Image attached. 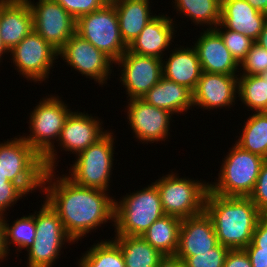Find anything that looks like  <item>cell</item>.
I'll list each match as a JSON object with an SVG mask.
<instances>
[{
  "mask_svg": "<svg viewBox=\"0 0 267 267\" xmlns=\"http://www.w3.org/2000/svg\"><path fill=\"white\" fill-rule=\"evenodd\" d=\"M58 56L67 63L66 65H70L71 69L80 72L82 76L84 75L90 80L96 81L95 83L102 87L111 78V73L114 72V61L76 32L58 52Z\"/></svg>",
  "mask_w": 267,
  "mask_h": 267,
  "instance_id": "7c38bea8",
  "label": "cell"
},
{
  "mask_svg": "<svg viewBox=\"0 0 267 267\" xmlns=\"http://www.w3.org/2000/svg\"><path fill=\"white\" fill-rule=\"evenodd\" d=\"M267 14L254 9L246 0H221L220 25L256 41Z\"/></svg>",
  "mask_w": 267,
  "mask_h": 267,
  "instance_id": "7402d4cb",
  "label": "cell"
},
{
  "mask_svg": "<svg viewBox=\"0 0 267 267\" xmlns=\"http://www.w3.org/2000/svg\"><path fill=\"white\" fill-rule=\"evenodd\" d=\"M249 198L261 214H267V159L261 166L254 190Z\"/></svg>",
  "mask_w": 267,
  "mask_h": 267,
  "instance_id": "8d00e7d4",
  "label": "cell"
},
{
  "mask_svg": "<svg viewBox=\"0 0 267 267\" xmlns=\"http://www.w3.org/2000/svg\"><path fill=\"white\" fill-rule=\"evenodd\" d=\"M97 242L78 259V267H126L123 253L113 238Z\"/></svg>",
  "mask_w": 267,
  "mask_h": 267,
  "instance_id": "f546056e",
  "label": "cell"
},
{
  "mask_svg": "<svg viewBox=\"0 0 267 267\" xmlns=\"http://www.w3.org/2000/svg\"><path fill=\"white\" fill-rule=\"evenodd\" d=\"M181 221V218L164 215L141 236L166 258L174 257L178 248Z\"/></svg>",
  "mask_w": 267,
  "mask_h": 267,
  "instance_id": "4316f807",
  "label": "cell"
},
{
  "mask_svg": "<svg viewBox=\"0 0 267 267\" xmlns=\"http://www.w3.org/2000/svg\"><path fill=\"white\" fill-rule=\"evenodd\" d=\"M238 100L247 111L267 112V80L260 75L238 74Z\"/></svg>",
  "mask_w": 267,
  "mask_h": 267,
  "instance_id": "4dcf8cb0",
  "label": "cell"
},
{
  "mask_svg": "<svg viewBox=\"0 0 267 267\" xmlns=\"http://www.w3.org/2000/svg\"><path fill=\"white\" fill-rule=\"evenodd\" d=\"M239 67V69H241L240 74H263L267 71V49L254 42L251 46V49L246 54L245 59L240 63Z\"/></svg>",
  "mask_w": 267,
  "mask_h": 267,
  "instance_id": "836d02e7",
  "label": "cell"
},
{
  "mask_svg": "<svg viewBox=\"0 0 267 267\" xmlns=\"http://www.w3.org/2000/svg\"><path fill=\"white\" fill-rule=\"evenodd\" d=\"M8 256L9 255L4 245V225L2 221V216H0V262H3L4 259L7 260L6 257Z\"/></svg>",
  "mask_w": 267,
  "mask_h": 267,
  "instance_id": "b9f144b4",
  "label": "cell"
},
{
  "mask_svg": "<svg viewBox=\"0 0 267 267\" xmlns=\"http://www.w3.org/2000/svg\"><path fill=\"white\" fill-rule=\"evenodd\" d=\"M173 18L166 15H156L152 18L139 36L135 38L128 50L141 56H153L160 59L164 57V51L169 50L170 45L175 39V30L177 23ZM175 22V23H174Z\"/></svg>",
  "mask_w": 267,
  "mask_h": 267,
  "instance_id": "d6986e66",
  "label": "cell"
},
{
  "mask_svg": "<svg viewBox=\"0 0 267 267\" xmlns=\"http://www.w3.org/2000/svg\"><path fill=\"white\" fill-rule=\"evenodd\" d=\"M244 250L250 258L252 267H267V251H260L252 242Z\"/></svg>",
  "mask_w": 267,
  "mask_h": 267,
  "instance_id": "60d3db41",
  "label": "cell"
},
{
  "mask_svg": "<svg viewBox=\"0 0 267 267\" xmlns=\"http://www.w3.org/2000/svg\"><path fill=\"white\" fill-rule=\"evenodd\" d=\"M174 10L197 26L214 29L221 19V0H174ZM199 24V25H198Z\"/></svg>",
  "mask_w": 267,
  "mask_h": 267,
  "instance_id": "83f0119b",
  "label": "cell"
},
{
  "mask_svg": "<svg viewBox=\"0 0 267 267\" xmlns=\"http://www.w3.org/2000/svg\"><path fill=\"white\" fill-rule=\"evenodd\" d=\"M55 170H46L42 191L51 207L58 213L67 235L76 243L102 224L114 225L115 198L109 192L81 187ZM57 177H56V176Z\"/></svg>",
  "mask_w": 267,
  "mask_h": 267,
  "instance_id": "6da1fadb",
  "label": "cell"
},
{
  "mask_svg": "<svg viewBox=\"0 0 267 267\" xmlns=\"http://www.w3.org/2000/svg\"><path fill=\"white\" fill-rule=\"evenodd\" d=\"M142 99L155 107L164 109L175 115L187 113L188 109L191 110L194 107L193 92L187 87L164 77Z\"/></svg>",
  "mask_w": 267,
  "mask_h": 267,
  "instance_id": "cb8c5ba5",
  "label": "cell"
},
{
  "mask_svg": "<svg viewBox=\"0 0 267 267\" xmlns=\"http://www.w3.org/2000/svg\"><path fill=\"white\" fill-rule=\"evenodd\" d=\"M254 9L267 14V0H246Z\"/></svg>",
  "mask_w": 267,
  "mask_h": 267,
  "instance_id": "ee69618b",
  "label": "cell"
},
{
  "mask_svg": "<svg viewBox=\"0 0 267 267\" xmlns=\"http://www.w3.org/2000/svg\"><path fill=\"white\" fill-rule=\"evenodd\" d=\"M116 64L121 69L119 80L127 100L142 98L163 77L162 59L157 57L137 55L127 49Z\"/></svg>",
  "mask_w": 267,
  "mask_h": 267,
  "instance_id": "5bb4252c",
  "label": "cell"
},
{
  "mask_svg": "<svg viewBox=\"0 0 267 267\" xmlns=\"http://www.w3.org/2000/svg\"><path fill=\"white\" fill-rule=\"evenodd\" d=\"M59 97L48 94L42 97V100L40 99L38 105L36 104L29 114L30 134L22 135L24 140L43 158L45 170H57L59 157L54 143L55 141L58 143L65 120L72 112L68 104Z\"/></svg>",
  "mask_w": 267,
  "mask_h": 267,
  "instance_id": "3957f363",
  "label": "cell"
},
{
  "mask_svg": "<svg viewBox=\"0 0 267 267\" xmlns=\"http://www.w3.org/2000/svg\"><path fill=\"white\" fill-rule=\"evenodd\" d=\"M113 239L123 253L126 267H160L166 258L142 236L115 235Z\"/></svg>",
  "mask_w": 267,
  "mask_h": 267,
  "instance_id": "484cf974",
  "label": "cell"
},
{
  "mask_svg": "<svg viewBox=\"0 0 267 267\" xmlns=\"http://www.w3.org/2000/svg\"><path fill=\"white\" fill-rule=\"evenodd\" d=\"M169 58L162 59L163 77L177 84L183 85L192 92L200 79L202 69L198 54L191 45L176 47L171 50Z\"/></svg>",
  "mask_w": 267,
  "mask_h": 267,
  "instance_id": "603a6c76",
  "label": "cell"
},
{
  "mask_svg": "<svg viewBox=\"0 0 267 267\" xmlns=\"http://www.w3.org/2000/svg\"><path fill=\"white\" fill-rule=\"evenodd\" d=\"M255 42L259 44L261 47L267 49V17L264 23L263 30L261 31L258 39Z\"/></svg>",
  "mask_w": 267,
  "mask_h": 267,
  "instance_id": "f6af8a7d",
  "label": "cell"
},
{
  "mask_svg": "<svg viewBox=\"0 0 267 267\" xmlns=\"http://www.w3.org/2000/svg\"><path fill=\"white\" fill-rule=\"evenodd\" d=\"M233 145L222 160L218 180L209 183V190L219 196L249 197L266 159Z\"/></svg>",
  "mask_w": 267,
  "mask_h": 267,
  "instance_id": "5b68a950",
  "label": "cell"
},
{
  "mask_svg": "<svg viewBox=\"0 0 267 267\" xmlns=\"http://www.w3.org/2000/svg\"><path fill=\"white\" fill-rule=\"evenodd\" d=\"M33 15L34 31L58 52L76 32V19L55 0H27Z\"/></svg>",
  "mask_w": 267,
  "mask_h": 267,
  "instance_id": "4fadbf2b",
  "label": "cell"
},
{
  "mask_svg": "<svg viewBox=\"0 0 267 267\" xmlns=\"http://www.w3.org/2000/svg\"><path fill=\"white\" fill-rule=\"evenodd\" d=\"M229 250L218 244L209 252L195 253V256H189L184 263L187 267H223Z\"/></svg>",
  "mask_w": 267,
  "mask_h": 267,
  "instance_id": "e575fe53",
  "label": "cell"
},
{
  "mask_svg": "<svg viewBox=\"0 0 267 267\" xmlns=\"http://www.w3.org/2000/svg\"><path fill=\"white\" fill-rule=\"evenodd\" d=\"M113 131H108L94 144L76 155L69 174L65 175L73 183L81 187L97 188L110 192V178L116 139ZM71 173V174H70Z\"/></svg>",
  "mask_w": 267,
  "mask_h": 267,
  "instance_id": "52a82bcc",
  "label": "cell"
},
{
  "mask_svg": "<svg viewBox=\"0 0 267 267\" xmlns=\"http://www.w3.org/2000/svg\"><path fill=\"white\" fill-rule=\"evenodd\" d=\"M160 194L152 182L119 200L115 199V235L141 236L156 220L164 216Z\"/></svg>",
  "mask_w": 267,
  "mask_h": 267,
  "instance_id": "277c9868",
  "label": "cell"
},
{
  "mask_svg": "<svg viewBox=\"0 0 267 267\" xmlns=\"http://www.w3.org/2000/svg\"><path fill=\"white\" fill-rule=\"evenodd\" d=\"M2 221L4 225V245L6 251L9 255L10 246L13 244L17 247V252H20L22 249L28 250L34 242L36 236V226H35V212L29 215H26L21 218H17L15 221L10 222L3 215Z\"/></svg>",
  "mask_w": 267,
  "mask_h": 267,
  "instance_id": "1f68e13d",
  "label": "cell"
},
{
  "mask_svg": "<svg viewBox=\"0 0 267 267\" xmlns=\"http://www.w3.org/2000/svg\"><path fill=\"white\" fill-rule=\"evenodd\" d=\"M76 33L104 52L114 62L128 49L120 35L119 20L113 3H106L76 20Z\"/></svg>",
  "mask_w": 267,
  "mask_h": 267,
  "instance_id": "30bf717a",
  "label": "cell"
},
{
  "mask_svg": "<svg viewBox=\"0 0 267 267\" xmlns=\"http://www.w3.org/2000/svg\"><path fill=\"white\" fill-rule=\"evenodd\" d=\"M0 185H17V184L9 181L3 174L2 170L0 169Z\"/></svg>",
  "mask_w": 267,
  "mask_h": 267,
  "instance_id": "bcb514c9",
  "label": "cell"
},
{
  "mask_svg": "<svg viewBox=\"0 0 267 267\" xmlns=\"http://www.w3.org/2000/svg\"><path fill=\"white\" fill-rule=\"evenodd\" d=\"M8 51L6 50V48L4 47V45L2 44L1 41V36H0V62H2L1 60H3L2 58L4 57L5 54L8 55ZM3 56V57H2Z\"/></svg>",
  "mask_w": 267,
  "mask_h": 267,
  "instance_id": "7dc6e473",
  "label": "cell"
},
{
  "mask_svg": "<svg viewBox=\"0 0 267 267\" xmlns=\"http://www.w3.org/2000/svg\"><path fill=\"white\" fill-rule=\"evenodd\" d=\"M262 75H263V77L267 80V71L264 72Z\"/></svg>",
  "mask_w": 267,
  "mask_h": 267,
  "instance_id": "681fc988",
  "label": "cell"
},
{
  "mask_svg": "<svg viewBox=\"0 0 267 267\" xmlns=\"http://www.w3.org/2000/svg\"><path fill=\"white\" fill-rule=\"evenodd\" d=\"M76 20L85 14H89L102 8L104 0H55Z\"/></svg>",
  "mask_w": 267,
  "mask_h": 267,
  "instance_id": "d590c367",
  "label": "cell"
},
{
  "mask_svg": "<svg viewBox=\"0 0 267 267\" xmlns=\"http://www.w3.org/2000/svg\"><path fill=\"white\" fill-rule=\"evenodd\" d=\"M214 30L221 36L225 46L240 65L255 41L242 33L223 28L220 24Z\"/></svg>",
  "mask_w": 267,
  "mask_h": 267,
  "instance_id": "d6a6232c",
  "label": "cell"
},
{
  "mask_svg": "<svg viewBox=\"0 0 267 267\" xmlns=\"http://www.w3.org/2000/svg\"><path fill=\"white\" fill-rule=\"evenodd\" d=\"M237 91L238 75L202 71L197 86L193 91V106L204 110L209 109L208 111L217 108H231L236 104Z\"/></svg>",
  "mask_w": 267,
  "mask_h": 267,
  "instance_id": "2e32d148",
  "label": "cell"
},
{
  "mask_svg": "<svg viewBox=\"0 0 267 267\" xmlns=\"http://www.w3.org/2000/svg\"><path fill=\"white\" fill-rule=\"evenodd\" d=\"M127 119L133 138L143 143L165 141L170 136L171 112L155 107L142 98L128 100Z\"/></svg>",
  "mask_w": 267,
  "mask_h": 267,
  "instance_id": "9a60e30c",
  "label": "cell"
},
{
  "mask_svg": "<svg viewBox=\"0 0 267 267\" xmlns=\"http://www.w3.org/2000/svg\"><path fill=\"white\" fill-rule=\"evenodd\" d=\"M99 119L92 114L72 111L65 120L57 147L76 156L108 131L102 127L103 121Z\"/></svg>",
  "mask_w": 267,
  "mask_h": 267,
  "instance_id": "ac0fdd59",
  "label": "cell"
},
{
  "mask_svg": "<svg viewBox=\"0 0 267 267\" xmlns=\"http://www.w3.org/2000/svg\"><path fill=\"white\" fill-rule=\"evenodd\" d=\"M252 243L260 248V251H267V214L260 215L252 236Z\"/></svg>",
  "mask_w": 267,
  "mask_h": 267,
  "instance_id": "f35d334b",
  "label": "cell"
},
{
  "mask_svg": "<svg viewBox=\"0 0 267 267\" xmlns=\"http://www.w3.org/2000/svg\"><path fill=\"white\" fill-rule=\"evenodd\" d=\"M33 30V15L27 0H0V36L8 52Z\"/></svg>",
  "mask_w": 267,
  "mask_h": 267,
  "instance_id": "44dd1931",
  "label": "cell"
},
{
  "mask_svg": "<svg viewBox=\"0 0 267 267\" xmlns=\"http://www.w3.org/2000/svg\"><path fill=\"white\" fill-rule=\"evenodd\" d=\"M202 29L203 32L193 46L202 71L225 75L239 74V64L225 46L221 36L214 29Z\"/></svg>",
  "mask_w": 267,
  "mask_h": 267,
  "instance_id": "ffe728a7",
  "label": "cell"
},
{
  "mask_svg": "<svg viewBox=\"0 0 267 267\" xmlns=\"http://www.w3.org/2000/svg\"><path fill=\"white\" fill-rule=\"evenodd\" d=\"M201 181L180 178L172 171L156 179L153 183L159 191L164 214L184 219L204 212L209 182Z\"/></svg>",
  "mask_w": 267,
  "mask_h": 267,
  "instance_id": "ba28073f",
  "label": "cell"
},
{
  "mask_svg": "<svg viewBox=\"0 0 267 267\" xmlns=\"http://www.w3.org/2000/svg\"><path fill=\"white\" fill-rule=\"evenodd\" d=\"M24 196L27 197L26 193L18 185H0V216H8L9 207Z\"/></svg>",
  "mask_w": 267,
  "mask_h": 267,
  "instance_id": "74e56055",
  "label": "cell"
},
{
  "mask_svg": "<svg viewBox=\"0 0 267 267\" xmlns=\"http://www.w3.org/2000/svg\"><path fill=\"white\" fill-rule=\"evenodd\" d=\"M204 211L213 222L219 244L235 250L252 242L261 213L249 197L219 196L208 190Z\"/></svg>",
  "mask_w": 267,
  "mask_h": 267,
  "instance_id": "7a4b0ae2",
  "label": "cell"
},
{
  "mask_svg": "<svg viewBox=\"0 0 267 267\" xmlns=\"http://www.w3.org/2000/svg\"><path fill=\"white\" fill-rule=\"evenodd\" d=\"M235 143L251 153L267 159V112H254L245 121Z\"/></svg>",
  "mask_w": 267,
  "mask_h": 267,
  "instance_id": "f1b7e54d",
  "label": "cell"
},
{
  "mask_svg": "<svg viewBox=\"0 0 267 267\" xmlns=\"http://www.w3.org/2000/svg\"><path fill=\"white\" fill-rule=\"evenodd\" d=\"M18 136L0 142V169L9 181L28 195L38 188L42 190L46 170L43 158L22 136Z\"/></svg>",
  "mask_w": 267,
  "mask_h": 267,
  "instance_id": "8992f818",
  "label": "cell"
},
{
  "mask_svg": "<svg viewBox=\"0 0 267 267\" xmlns=\"http://www.w3.org/2000/svg\"><path fill=\"white\" fill-rule=\"evenodd\" d=\"M113 4L119 20L121 38L129 46L156 14L151 12L150 0H115Z\"/></svg>",
  "mask_w": 267,
  "mask_h": 267,
  "instance_id": "d4e9b609",
  "label": "cell"
},
{
  "mask_svg": "<svg viewBox=\"0 0 267 267\" xmlns=\"http://www.w3.org/2000/svg\"><path fill=\"white\" fill-rule=\"evenodd\" d=\"M218 244L213 222L204 211L199 215L182 219L174 258L184 262L189 256L209 252Z\"/></svg>",
  "mask_w": 267,
  "mask_h": 267,
  "instance_id": "e0dca14e",
  "label": "cell"
},
{
  "mask_svg": "<svg viewBox=\"0 0 267 267\" xmlns=\"http://www.w3.org/2000/svg\"><path fill=\"white\" fill-rule=\"evenodd\" d=\"M223 267H252L244 249L229 250Z\"/></svg>",
  "mask_w": 267,
  "mask_h": 267,
  "instance_id": "ab89813d",
  "label": "cell"
},
{
  "mask_svg": "<svg viewBox=\"0 0 267 267\" xmlns=\"http://www.w3.org/2000/svg\"><path fill=\"white\" fill-rule=\"evenodd\" d=\"M43 202L35 211L36 236L27 250V267H52L65 243H75L65 232L58 213L46 200Z\"/></svg>",
  "mask_w": 267,
  "mask_h": 267,
  "instance_id": "9c48e42d",
  "label": "cell"
},
{
  "mask_svg": "<svg viewBox=\"0 0 267 267\" xmlns=\"http://www.w3.org/2000/svg\"><path fill=\"white\" fill-rule=\"evenodd\" d=\"M160 267H187L185 263L174 257H167L160 264Z\"/></svg>",
  "mask_w": 267,
  "mask_h": 267,
  "instance_id": "7bdbcfd3",
  "label": "cell"
},
{
  "mask_svg": "<svg viewBox=\"0 0 267 267\" xmlns=\"http://www.w3.org/2000/svg\"><path fill=\"white\" fill-rule=\"evenodd\" d=\"M106 3H113L115 0H104Z\"/></svg>",
  "mask_w": 267,
  "mask_h": 267,
  "instance_id": "c3c4849f",
  "label": "cell"
},
{
  "mask_svg": "<svg viewBox=\"0 0 267 267\" xmlns=\"http://www.w3.org/2000/svg\"><path fill=\"white\" fill-rule=\"evenodd\" d=\"M9 53L18 74L38 84L49 79L50 69L59 58L58 51L34 30Z\"/></svg>",
  "mask_w": 267,
  "mask_h": 267,
  "instance_id": "8fae6325",
  "label": "cell"
}]
</instances>
